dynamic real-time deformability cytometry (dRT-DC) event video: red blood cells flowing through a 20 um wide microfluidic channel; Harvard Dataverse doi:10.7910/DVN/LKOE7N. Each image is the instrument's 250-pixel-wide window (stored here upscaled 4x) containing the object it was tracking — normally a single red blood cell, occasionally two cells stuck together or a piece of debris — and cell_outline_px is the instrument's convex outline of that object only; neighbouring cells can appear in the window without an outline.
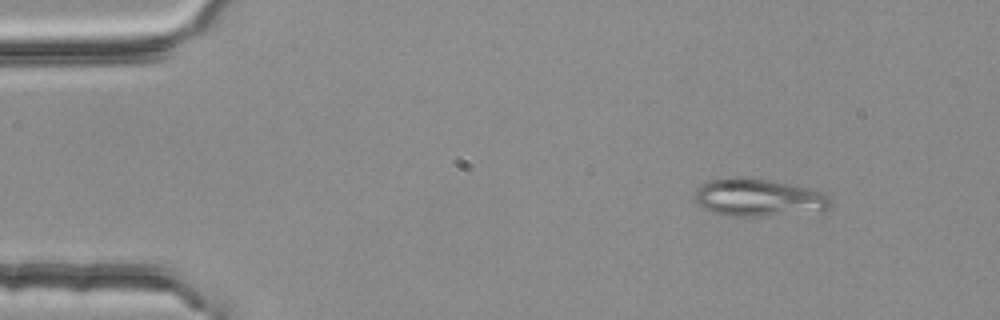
{"species": "common noctule bat (a hibernating species)", "species_latin": "Nyctalus noctula", "temperature_condition": "room temperature", "stored_images_in_passage": 4, "camera_frame_rate_fps": 3000, "um_per_image_px": 0.085, "animal": {"sex": "female", "body_mass_g": 25.1}, "frame": {"image": 1, "passage_image": 2, "time_ms": 0.333, "image_size_px": [1000, 320], "cell_outline_px": [[832, 208], [824, 212], [768, 216], [732, 216], [708, 212], [700, 208], [692, 200], [692, 196], [700, 184], [708, 180], [732, 176], [740, 176], [768, 180], [812, 188], [824, 192], [832, 200]], "centroid_in_image_um": [64.47, 16.81], "position_along_channel_um": 20.5, "area_um2": 31.1}}